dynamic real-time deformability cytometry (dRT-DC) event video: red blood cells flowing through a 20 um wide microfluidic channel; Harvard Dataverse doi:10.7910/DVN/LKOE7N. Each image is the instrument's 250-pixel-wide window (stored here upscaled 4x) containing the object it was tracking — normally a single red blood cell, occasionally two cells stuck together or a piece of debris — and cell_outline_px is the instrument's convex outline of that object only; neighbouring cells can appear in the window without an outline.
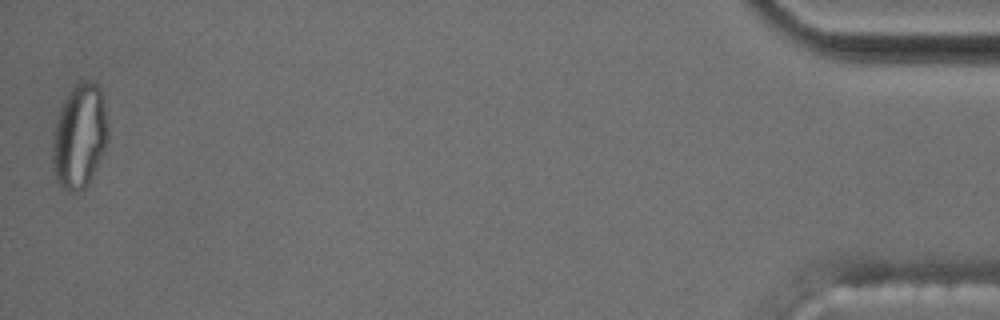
{"species": "common noctule bat (a hibernating species)", "species_latin": "Nyctalus noctula", "temperature_condition": "cold", "stored_images_in_passage": 38, "segment_of_instrument_passage": [2, 2], "camera_frame_rate_fps": 3000, "um_per_image_px": 0.085, "animal": {"sex": "male", "body_mass_g": 17.5, "forearm_length_mm": 52.3}, "frame": {"image": 1, "passage_image": 38, "time_ms": 12.333, "image_size_px": [1000, 320], "cell_outline_px": [[108, 140], [88, 184], [84, 188], [76, 192], [68, 192], [60, 188], [56, 180], [52, 168], [52, 132], [60, 108], [64, 100], [72, 88], [80, 80], [92, 80], [100, 88], [108, 128]], "centroid_in_image_um": [6.72, 11.6], "position_along_channel_um": 428.5, "area_um2": 33.93}}